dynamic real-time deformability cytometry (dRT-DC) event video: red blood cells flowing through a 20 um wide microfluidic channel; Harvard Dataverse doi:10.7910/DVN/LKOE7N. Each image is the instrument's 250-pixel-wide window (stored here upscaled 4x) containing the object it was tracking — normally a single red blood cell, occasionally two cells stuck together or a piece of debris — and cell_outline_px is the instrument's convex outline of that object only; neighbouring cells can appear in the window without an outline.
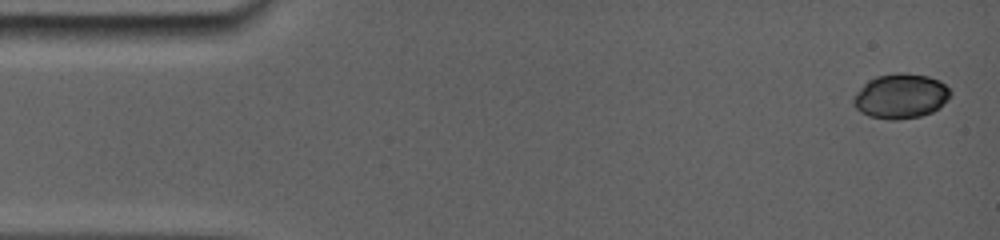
{"species": "common noctule bat (a hibernating species)", "species_latin": "Nyctalus noctula", "temperature_condition": "room temperature", "stored_images_in_passage": 27, "camera_frame_rate_fps": 5000, "um_per_image_px": 0.085, "animal": {"sex": "female", "body_mass_g": 19.0, "forearm_length_mm": 56.7}, "frame": {"image": 1, "passage_image": 1, "time_ms": 0.0, "image_size_px": [1000, 240], "cell_outline_px": [[952, 92], [932, 112], [920, 116], [872, 116], [856, 108], [852, 100], [856, 92], [868, 80], [876, 76], [896, 72], [904, 72], [928, 76], [940, 80]], "centroid_in_image_um": [76.55, 8.08], "position_along_channel_um": 8.4, "area_um2": 24.16}}
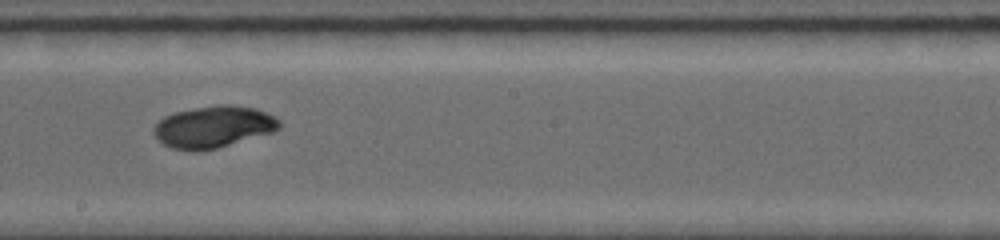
{"frame": {"image": 2, "passage_image": 16, "time_ms": 8.8, "image_size_px": [1000, 240], "cell_outline_px": [[280, 128], [272, 132], [216, 148], [200, 152], [192, 152], [172, 148], [164, 144], [152, 132], [152, 128], [164, 116], [176, 112], [196, 108], [220, 104], [232, 104], [256, 108], [276, 116], [280, 120]], "centroid_in_image_um": [18.15, 10.78], "position_along_channel_um": 230.0, "area_um2": 30.63}}
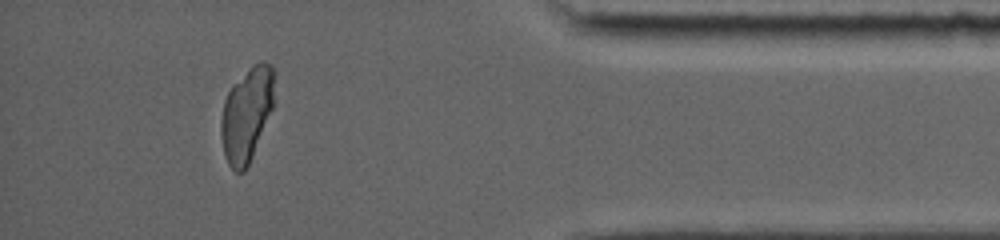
{"frame": {"image": 3, "passage_image": 27, "time_ms": 14.2, "image_size_px": [1000, 240], "cell_outline_px": [[272, 108], [252, 156], [244, 172], [236, 172], [228, 164], [224, 156], [220, 128], [220, 120], [224, 100], [228, 92], [260, 60], [264, 60], [272, 64]], "centroid_in_image_um": [20.93, 9.79], "position_along_channel_um": 414.3, "area_um2": 28.09}, "authors_computed_cell_mechanics": {"area_um2": 29.5936, "velocity_mm_per_s": 3.8651, "shape_relaxation_time_tau1_ms": 7.6166, "shape_relaxation_time_tau2_ms": 6.3231, "deformation_change_tau1": 0.1131, "deformation_change_tau2": 0.0454}}